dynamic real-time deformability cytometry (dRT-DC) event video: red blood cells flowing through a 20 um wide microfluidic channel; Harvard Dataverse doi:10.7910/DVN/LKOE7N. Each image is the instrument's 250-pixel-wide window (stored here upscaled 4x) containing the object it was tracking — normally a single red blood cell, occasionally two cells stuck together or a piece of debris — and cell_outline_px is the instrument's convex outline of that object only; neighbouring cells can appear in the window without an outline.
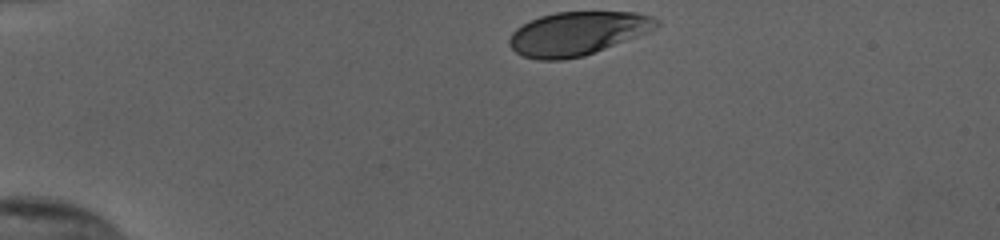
{"species": "human", "species_latin": "Homo sapiens", "temperature_condition": "cold", "stored_images_in_passage": 34, "camera_frame_rate_fps": 3000, "um_per_image_px": 0.085, "donor": {"sex": "female"}, "frame": {"image": 1, "passage_image": 1, "time_ms": 0.0, "image_size_px": [1000, 240], "cell_outline_px": [[660, 24], [656, 28], [648, 32], [584, 56], [564, 60], [536, 60], [524, 56], [516, 52], [508, 44], [508, 40], [512, 32], [516, 28], [528, 20], [540, 16], [556, 12], [636, 12], [652, 16], [660, 20]], "centroid_in_image_um": [49.06, 2.84], "position_along_channel_um": 35.9, "area_um2": 37.51}}
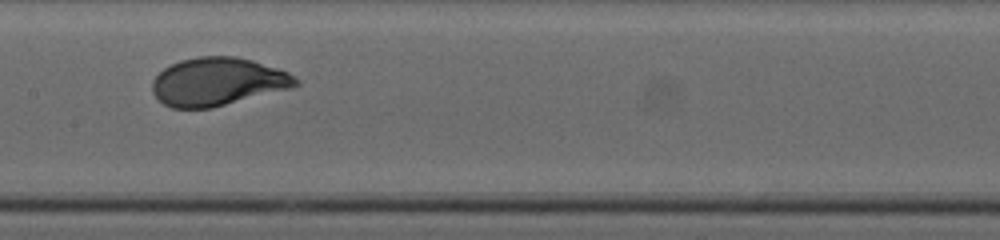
{"frame": {"image": 2, "passage_image": 18, "time_ms": 5.667, "image_size_px": [1000, 240], "cell_outline_px": [[300, 84], [292, 88], [212, 108], [172, 108], [164, 104], [152, 92], [152, 80], [164, 68], [180, 60], [200, 56], [236, 56], [252, 60], [288, 72], [296, 76], [300, 80]], "centroid_in_image_um": [18.53, 6.94], "position_along_channel_um": 188.9, "area_um2": 40.29}}
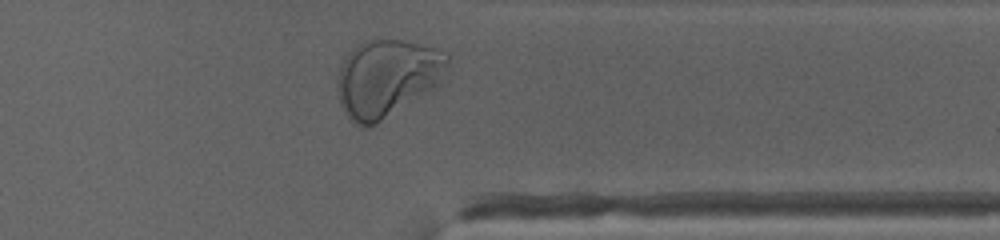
{"frame": {"image": 3, "passage_image": 33, "time_ms": 10.667, "image_size_px": [1000, 240], "cell_outline_px": [[448, 64], [440, 84], [436, 88], [376, 124], [368, 128], [360, 128], [344, 112], [340, 104], [336, 92], [336, 80], [340, 68], [348, 52], [352, 48], [364, 40], [400, 40], [436, 48], [448, 52]], "centroid_in_image_um": [32.89, 6.65], "position_along_channel_um": 378.5, "area_um2": 50.17}, "authors_computed_cell_mechanics": {"area_um2": 39.882, "velocity_mm_per_s": 3.8201, "shape_relaxation_time_tau1_ms": 2.3731, "shape_relaxation_time_tau2_ms": null, "deformation_change_tau1": 0.1524, "deformation_change_tau2": null}}